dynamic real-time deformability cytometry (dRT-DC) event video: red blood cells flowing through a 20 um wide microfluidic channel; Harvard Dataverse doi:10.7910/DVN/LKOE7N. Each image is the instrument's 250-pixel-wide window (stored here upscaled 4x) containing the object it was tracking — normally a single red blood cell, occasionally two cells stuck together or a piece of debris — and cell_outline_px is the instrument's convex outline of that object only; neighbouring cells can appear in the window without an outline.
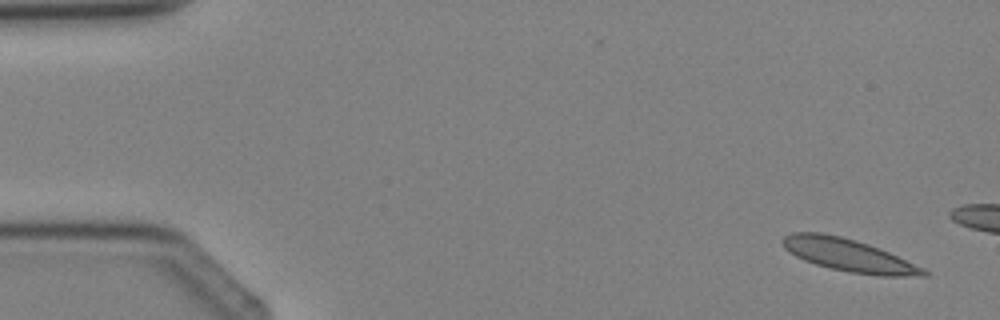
{"species": "Egyptian fruit bat (a non-hibernating species)", "species_latin": "Rousettus aegyptiacus", "temperature_condition": "cold", "stored_images_in_passage": 3, "camera_frame_rate_fps": 3000, "um_per_image_px": 0.085, "animal": {"sex": "female"}, "frame": {"image": 1, "passage_image": 1, "time_ms": 0.0, "image_size_px": [1000, 320], "cell_outline_px": [[928, 276], [880, 276], [852, 272], [832, 268], [816, 264], [804, 260], [796, 256], [784, 248], [780, 240], [784, 236], [792, 232], [820, 232], [840, 236], [856, 240], [880, 248], [924, 268], [928, 272]], "centroid_in_image_um": [72.12, 21.68], "position_along_channel_um": 12.9, "area_um2": 26.65}}